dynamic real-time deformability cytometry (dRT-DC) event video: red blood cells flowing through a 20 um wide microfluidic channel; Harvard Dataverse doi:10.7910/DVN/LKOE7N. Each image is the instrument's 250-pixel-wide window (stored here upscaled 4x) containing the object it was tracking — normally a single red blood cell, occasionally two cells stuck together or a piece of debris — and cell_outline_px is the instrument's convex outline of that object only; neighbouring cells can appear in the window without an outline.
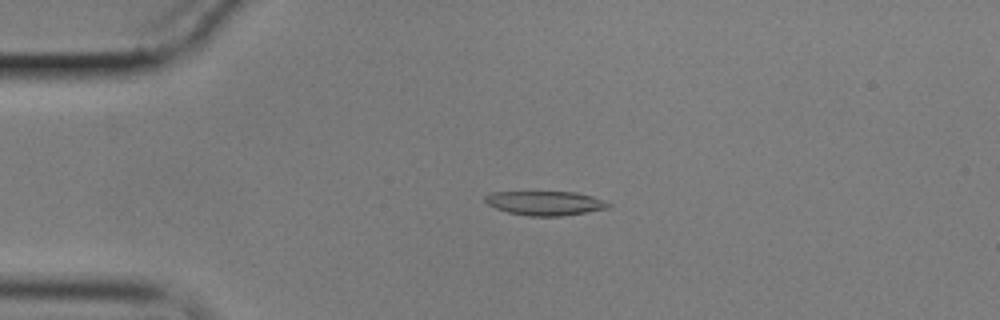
{"species": "common noctule bat (a hibernating species)", "species_latin": "Nyctalus noctula", "temperature_condition": "cold", "stored_images_in_passage": 58, "camera_frame_rate_fps": 3000, "um_per_image_px": 0.085, "animal": {"sex": "male", "body_mass_g": 17.9}, "frame": {"image": 1, "passage_image": 13, "time_ms": 4.0, "image_size_px": [1000, 320], "cell_outline_px": [[612, 204], [608, 208], [560, 216], [528, 216], [508, 212], [496, 208], [488, 204], [484, 200], [484, 196], [492, 192], [576, 192], [592, 196], [604, 200]], "centroid_in_image_um": [46.33, 17.26], "position_along_channel_um": 38.7, "area_um2": 17.28}}
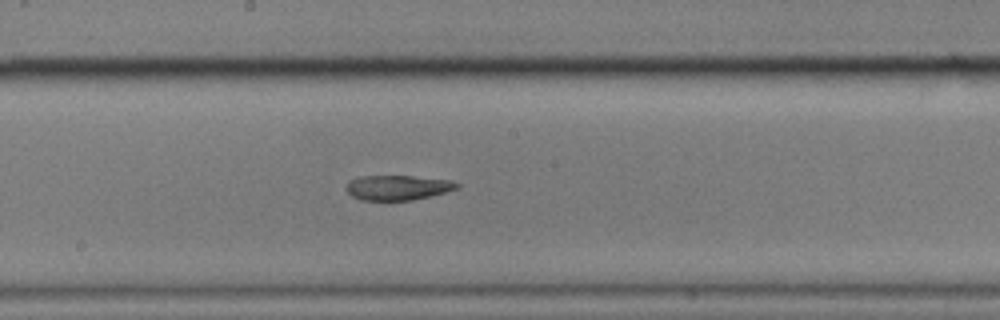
{"frame": {"image": 2, "passage_image": 31, "time_ms": 10.0, "image_size_px": [1000, 320], "cell_outline_px": [[460, 188], [412, 200], [388, 204], [360, 200], [352, 196], [344, 188], [348, 180], [360, 176], [412, 176], [452, 180], [460, 184]], "centroid_in_image_um": [33.73, 15.99], "position_along_channel_um": 214.5, "area_um2": 16.88}}
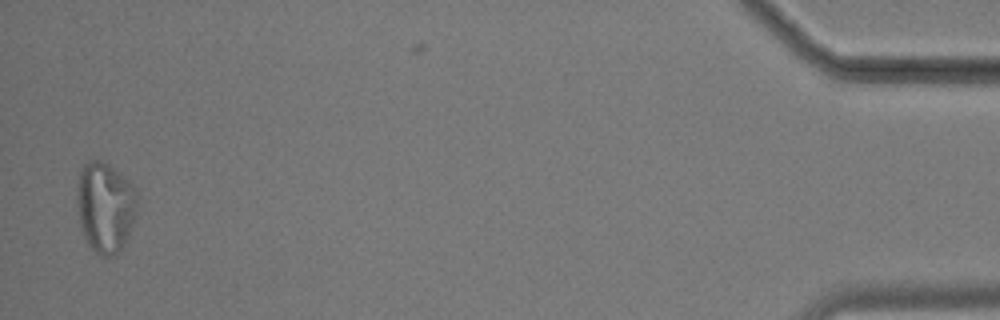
{"frame": {"image": 3, "passage_image": 57, "time_ms": 18.667, "image_size_px": [1000, 320], "cell_outline_px": [[136, 212], [128, 236], [124, 244], [116, 256], [100, 256], [88, 244], [80, 228], [76, 204], [76, 188], [80, 172], [84, 164], [88, 160], [100, 160], [108, 164], [128, 180], [132, 184], [136, 196]], "centroid_in_image_um": [8.91, 17.61], "position_along_channel_um": 426.3, "area_um2": 31.91}, "authors_computed_cell_mechanics": {"area_um2": 17.7735, "velocity_mm_per_s": 3.4333, "shape_relaxation_time_tau1_ms": null, "shape_relaxation_time_tau2_ms": 2.6307, "deformation_change_tau1": null, "deformation_change_tau2": 0.1171}}